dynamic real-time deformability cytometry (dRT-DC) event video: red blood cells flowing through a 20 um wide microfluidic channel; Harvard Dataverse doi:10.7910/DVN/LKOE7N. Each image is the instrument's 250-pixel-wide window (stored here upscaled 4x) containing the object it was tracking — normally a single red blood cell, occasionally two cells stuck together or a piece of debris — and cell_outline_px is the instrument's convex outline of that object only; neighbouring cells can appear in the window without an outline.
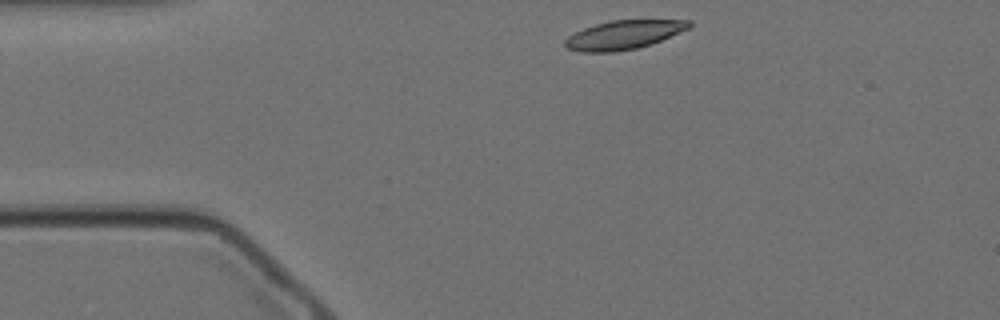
{"species": "Egyptian fruit bat (a non-hibernating species)", "species_latin": "Rousettus aegyptiacus", "temperature_condition": "cold", "stored_images_in_passage": 37, "camera_frame_rate_fps": 3000, "um_per_image_px": 0.085, "animal": {"sex": "female"}, "frame": {"image": 1, "passage_image": 1, "time_ms": 0.0, "image_size_px": [1000, 320], "cell_outline_px": [[692, 28], [652, 44], [636, 48], [612, 52], [580, 52], [568, 48], [564, 44], [564, 40], [568, 36], [584, 28], [596, 24], [612, 20], [692, 20]], "centroid_in_image_um": [53.06, 2.96], "position_along_channel_um": 31.9, "area_um2": 20.92}}
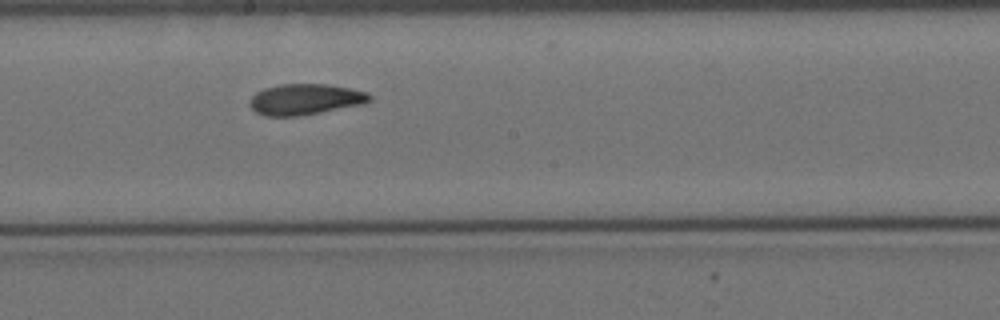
{"frame": {"image": 2, "passage_image": 21, "time_ms": 6.667, "image_size_px": [1000, 320], "cell_outline_px": [[372, 100], [364, 104], [300, 116], [264, 116], [256, 112], [248, 104], [252, 96], [256, 92], [264, 88], [280, 84], [328, 84], [368, 92], [372, 96]], "centroid_in_image_um": [25.95, 8.44], "position_along_channel_um": 222.3, "area_um2": 21.73}}
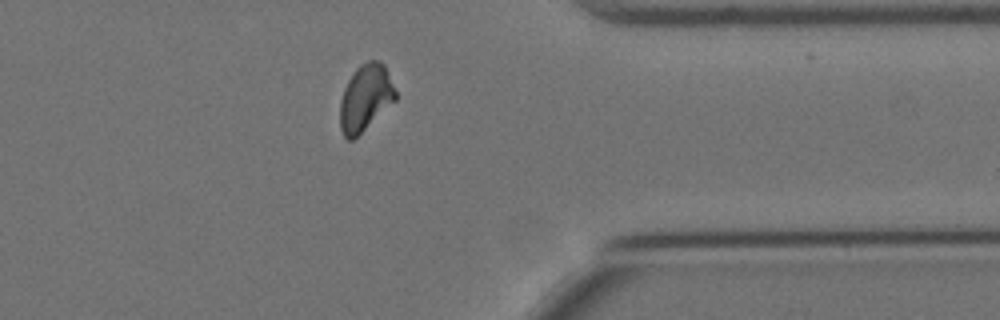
{"frame": {"image": 3, "passage_image": 36, "time_ms": 11.667, "image_size_px": [1000, 320], "cell_outline_px": [[396, 100], [352, 140], [348, 140], [344, 136], [340, 128], [340, 100], [344, 88], [348, 80], [356, 68], [360, 64], [368, 60], [380, 60], [384, 64], [396, 92]], "centroid_in_image_um": [31.05, 8.29], "position_along_channel_um": 380.4, "area_um2": 21.33}}